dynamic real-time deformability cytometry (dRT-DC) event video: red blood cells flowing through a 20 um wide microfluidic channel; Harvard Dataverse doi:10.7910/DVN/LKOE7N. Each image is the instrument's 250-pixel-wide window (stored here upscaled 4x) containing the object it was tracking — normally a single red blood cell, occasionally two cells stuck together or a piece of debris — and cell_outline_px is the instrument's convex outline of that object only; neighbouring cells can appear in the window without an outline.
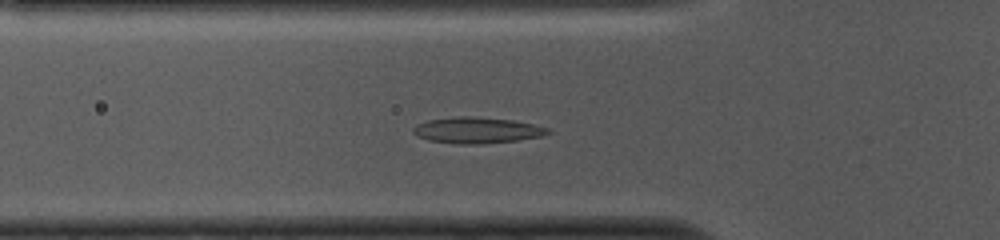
{"species": "common noctule bat (a hibernating species)", "species_latin": "Nyctalus noctula", "temperature_condition": "cold", "stored_images_in_passage": 52, "camera_frame_rate_fps": 3000, "um_per_image_px": 0.085, "animal": {"sex": "female", "body_mass_g": 10.0, "forearm_length_mm": 53.1}, "frame": {"image": 1, "passage_image": 16, "time_ms": 5.0, "image_size_px": [1000, 240], "cell_outline_px": [[552, 132], [544, 136], [516, 140], [480, 144], [456, 144], [428, 140], [416, 136], [412, 132], [412, 128], [416, 124], [428, 120], [452, 116], [468, 116], [512, 120], [552, 128]], "centroid_in_image_um": [40.53, 11.07], "position_along_channel_um": 85.3, "area_um2": 20.69}}
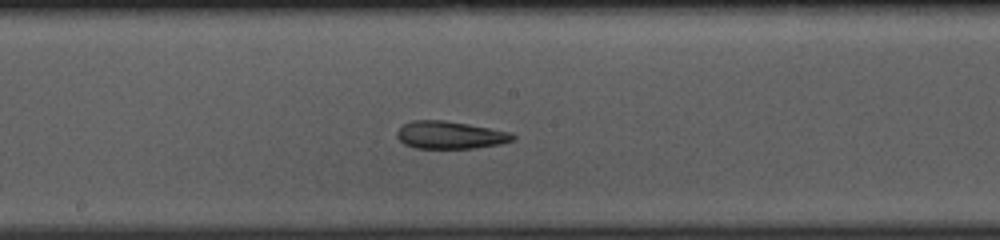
{"frame": {"image": 2, "passage_image": 26, "time_ms": 8.333, "image_size_px": [1000, 240], "cell_outline_px": [[516, 140], [500, 144], [476, 148], [416, 148], [404, 144], [396, 136], [396, 132], [404, 124], [412, 120], [444, 120], [468, 124], [512, 132], [516, 136]], "centroid_in_image_um": [38.29, 11.48], "position_along_channel_um": 209.9, "area_um2": 18.73}}
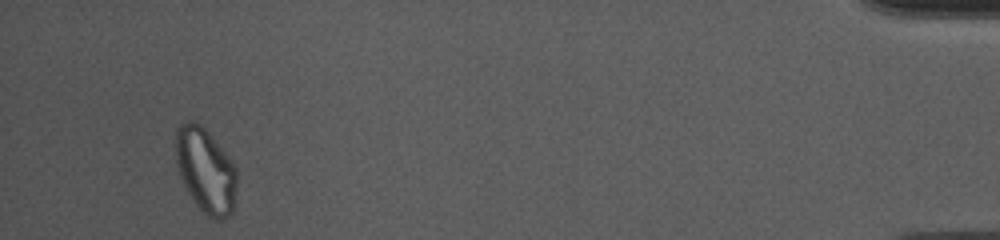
{"frame": {"image": 3, "passage_image": 49, "time_ms": 16.0, "image_size_px": [1000, 240], "cell_outline_px": [[236, 184], [232, 212], [224, 220], [212, 220], [192, 200], [180, 176], [176, 164], [176, 128], [184, 120], [196, 120], [208, 132], [224, 152], [236, 168]], "centroid_in_image_um": [17.45, 14.48], "position_along_channel_um": 417.7, "area_um2": 30.06}, "authors_computed_cell_mechanics": {"area_um2": 20.0566, "velocity_mm_per_s": 3.7242, "shape_relaxation_time_tau1_ms": null, "shape_relaxation_time_tau2_ms": 3.1605, "deformation_change_tau1": null, "deformation_change_tau2": 0.1064}}